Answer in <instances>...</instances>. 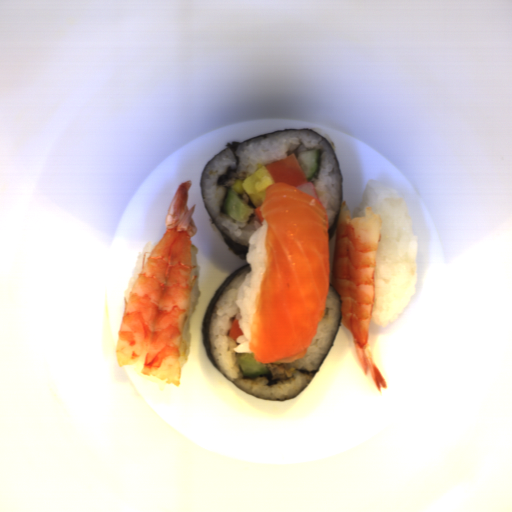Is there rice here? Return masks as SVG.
Returning <instances> with one entry per match:
<instances>
[{"mask_svg":"<svg viewBox=\"0 0 512 512\" xmlns=\"http://www.w3.org/2000/svg\"><path fill=\"white\" fill-rule=\"evenodd\" d=\"M191 266H196L192 269V275H195L197 278L193 281L191 287L190 294V308L189 315L187 320L185 321L184 330H183V340L188 344H192V334L190 332V323L191 317L196 311V306L199 305V298H201V290H199V278L201 275V265L198 264V253H196L195 249L191 248Z\"/></svg>","mask_w":512,"mask_h":512,"instance_id":"rice-6","label":"rice"},{"mask_svg":"<svg viewBox=\"0 0 512 512\" xmlns=\"http://www.w3.org/2000/svg\"><path fill=\"white\" fill-rule=\"evenodd\" d=\"M235 164L231 148L216 155L204 170L201 181L202 194L208 212L218 227L239 244L249 247L250 237L263 226L256 212L254 211L246 221H237L220 210L226 190L225 187L218 185L217 181L226 168H234Z\"/></svg>","mask_w":512,"mask_h":512,"instance_id":"rice-4","label":"rice"},{"mask_svg":"<svg viewBox=\"0 0 512 512\" xmlns=\"http://www.w3.org/2000/svg\"><path fill=\"white\" fill-rule=\"evenodd\" d=\"M366 208L380 215L381 230L375 251V301L372 320L380 327L398 319V314L416 293L418 237L412 228L413 218L407 211L404 197L376 179H369L361 201L351 213L364 217Z\"/></svg>","mask_w":512,"mask_h":512,"instance_id":"rice-2","label":"rice"},{"mask_svg":"<svg viewBox=\"0 0 512 512\" xmlns=\"http://www.w3.org/2000/svg\"><path fill=\"white\" fill-rule=\"evenodd\" d=\"M150 244H151L150 241L148 243H146L144 248L141 250V252H138V254L136 256V263H135L134 268L132 269L133 277L129 278L128 288L124 291V296H125L126 302H127V300H129L130 292H133V285L140 274V271L143 266V257H144V254L148 251Z\"/></svg>","mask_w":512,"mask_h":512,"instance_id":"rice-7","label":"rice"},{"mask_svg":"<svg viewBox=\"0 0 512 512\" xmlns=\"http://www.w3.org/2000/svg\"><path fill=\"white\" fill-rule=\"evenodd\" d=\"M321 150V161L316 175L308 182L315 188L318 201L323 205L328 218V230L334 223L340 206L342 184L336 156L329 143L307 130L283 131L241 143L236 148L239 165L237 177L248 179L262 167L284 160L294 153Z\"/></svg>","mask_w":512,"mask_h":512,"instance_id":"rice-3","label":"rice"},{"mask_svg":"<svg viewBox=\"0 0 512 512\" xmlns=\"http://www.w3.org/2000/svg\"><path fill=\"white\" fill-rule=\"evenodd\" d=\"M251 269L252 266L246 267L237 274L215 303L209 319V352L218 370L239 389L267 401L290 400L309 385L313 378L312 372L321 365L338 329L340 300L329 288L325 316L317 322L316 334L312 337L311 344L306 347L305 357L295 359L292 363H284L293 369L289 380L273 379L269 371L263 376L247 377L239 365L240 352L234 350L241 343L234 341L228 333L234 320L242 319L241 309L235 301H238V290Z\"/></svg>","mask_w":512,"mask_h":512,"instance_id":"rice-1","label":"rice"},{"mask_svg":"<svg viewBox=\"0 0 512 512\" xmlns=\"http://www.w3.org/2000/svg\"><path fill=\"white\" fill-rule=\"evenodd\" d=\"M267 231L268 221L263 219L262 226L249 237L246 261L251 265V269L237 290V300H234L240 309L241 319H239L238 324L243 333L235 339L240 345L233 348L235 352L239 353H252L249 349L252 335L251 325L253 314L256 313L255 302L256 297L260 294L262 273H265L267 255L264 243Z\"/></svg>","mask_w":512,"mask_h":512,"instance_id":"rice-5","label":"rice"}]
</instances>
